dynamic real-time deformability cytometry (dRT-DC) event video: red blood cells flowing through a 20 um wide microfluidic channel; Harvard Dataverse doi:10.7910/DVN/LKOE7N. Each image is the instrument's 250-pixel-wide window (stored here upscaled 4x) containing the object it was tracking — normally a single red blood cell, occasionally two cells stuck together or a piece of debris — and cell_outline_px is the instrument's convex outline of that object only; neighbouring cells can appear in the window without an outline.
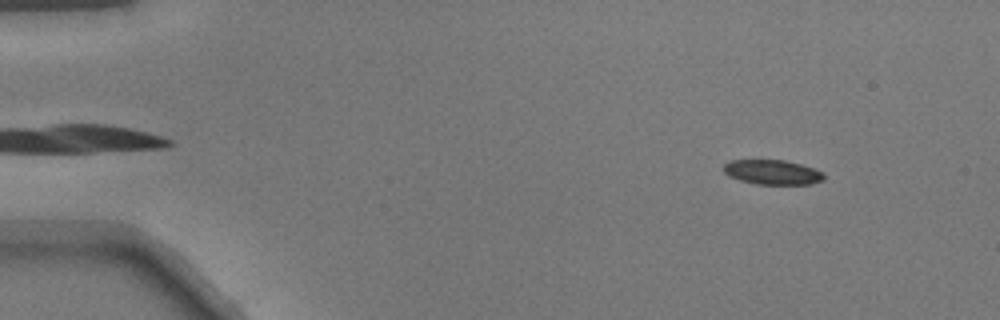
{"species": "common noctule bat (a hibernating species)", "species_latin": "Nyctalus noctula", "temperature_condition": "warm", "stored_images_in_passage": 50, "camera_frame_rate_fps": 3000, "um_per_image_px": 0.085, "animal": {"sex": "male", "body_mass_g": 17.9}, "frame": {"image": 1, "passage_image": 5, "time_ms": 1.333, "image_size_px": [1000, 320], "cell_outline_px": [[824, 180], [812, 184], [756, 184], [740, 180], [728, 176], [724, 172], [724, 164], [728, 160], [784, 160], [816, 168], [824, 172]], "centroid_in_image_um": [65.68, 14.63], "position_along_channel_um": 19.3, "area_um2": 14.57}}
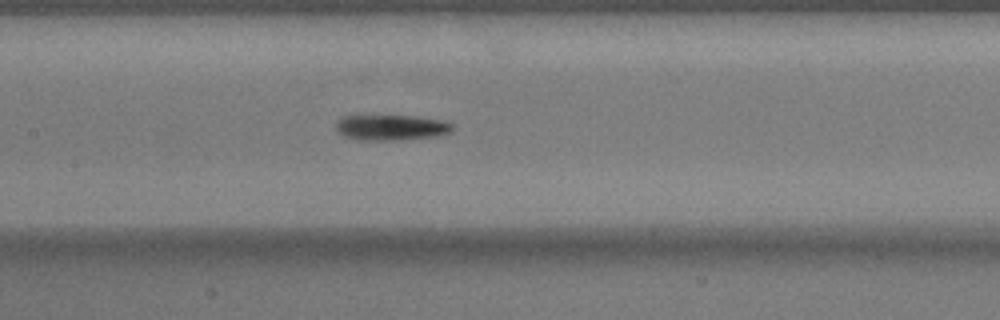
{"frame": {"image": 2, "passage_image": 24, "time_ms": 7.667, "image_size_px": [1000, 320], "cell_outline_px": [[452, 132], [436, 136], [404, 140], [360, 140], [344, 136], [336, 128], [336, 120], [344, 116], [412, 116], [440, 120], [452, 124]], "centroid_in_image_um": [33.24, 10.85], "position_along_channel_um": 174.2, "area_um2": 17.22}}
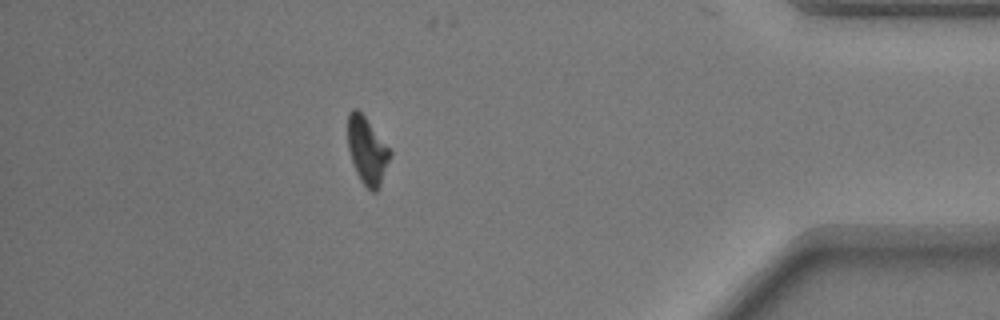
{"frame": {"image": 3, "passage_image": 44, "time_ms": 14.333, "image_size_px": [1000, 320], "cell_outline_px": [[392, 156], [380, 188], [376, 192], [372, 192], [360, 180], [356, 172], [348, 148], [348, 112], [352, 108], [356, 108], [364, 116], [392, 152]], "centroid_in_image_um": [31.22, 12.84], "position_along_channel_um": 404.0, "area_um2": 16.53}}